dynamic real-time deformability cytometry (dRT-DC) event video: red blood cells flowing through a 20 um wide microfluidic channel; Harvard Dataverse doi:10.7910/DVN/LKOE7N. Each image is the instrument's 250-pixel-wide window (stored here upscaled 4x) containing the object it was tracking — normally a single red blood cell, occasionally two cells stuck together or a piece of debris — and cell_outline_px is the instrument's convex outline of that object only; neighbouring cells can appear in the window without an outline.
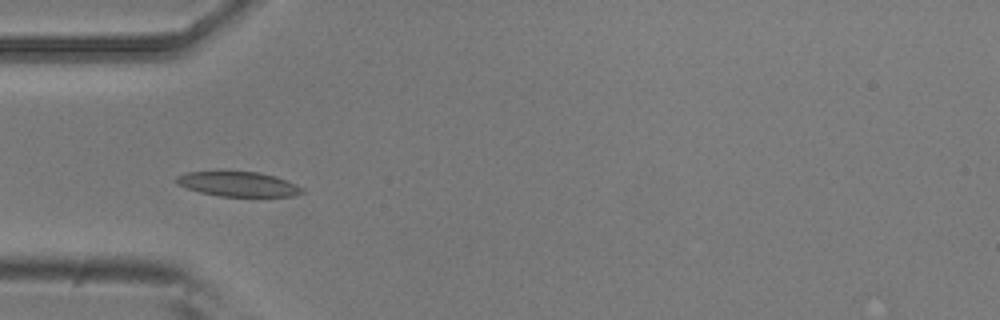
{"species": "common noctule bat (a hibernating species)", "species_latin": "Nyctalus noctula", "temperature_condition": "room temperature", "stored_images_in_passage": 5, "camera_frame_rate_fps": 3000, "um_per_image_px": 0.085, "animal": {"sex": "male", "body_mass_g": 20.5, "forearm_length_mm": 52.5}, "frame": {"image": 1, "passage_image": 4, "time_ms": 1.0, "image_size_px": [1000, 320], "cell_outline_px": [[304, 192], [292, 196], [220, 196], [200, 192], [176, 184], [176, 176], [188, 172], [256, 172], [276, 176], [296, 184], [304, 188]], "centroid_in_image_um": [20.27, 15.65], "position_along_channel_um": 64.7, "area_um2": 17.92}}
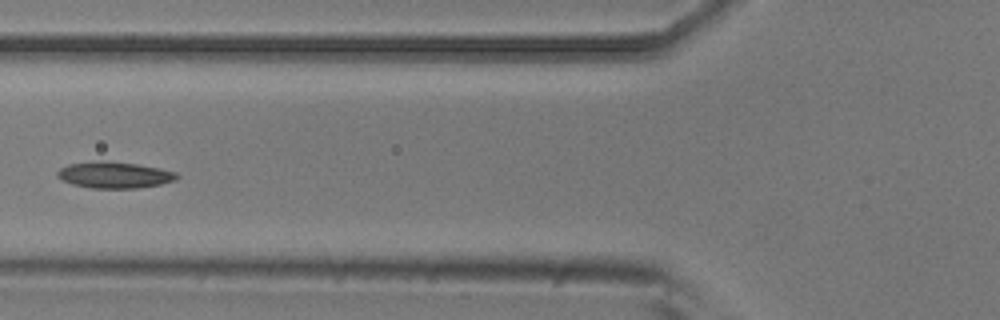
{"frame": {"image": 2, "passage_image": 5, "time_ms": 1.333, "image_size_px": [1000, 320], "cell_outline_px": [[180, 176], [176, 180], [160, 184], [136, 188], [92, 188], [72, 184], [56, 176], [56, 172], [60, 168], [68, 164], [92, 160], [108, 160], [136, 164], [160, 168], [176, 172]], "centroid_in_image_um": [9.71, 14.85], "position_along_channel_um": 116.1, "area_um2": 18.55}}